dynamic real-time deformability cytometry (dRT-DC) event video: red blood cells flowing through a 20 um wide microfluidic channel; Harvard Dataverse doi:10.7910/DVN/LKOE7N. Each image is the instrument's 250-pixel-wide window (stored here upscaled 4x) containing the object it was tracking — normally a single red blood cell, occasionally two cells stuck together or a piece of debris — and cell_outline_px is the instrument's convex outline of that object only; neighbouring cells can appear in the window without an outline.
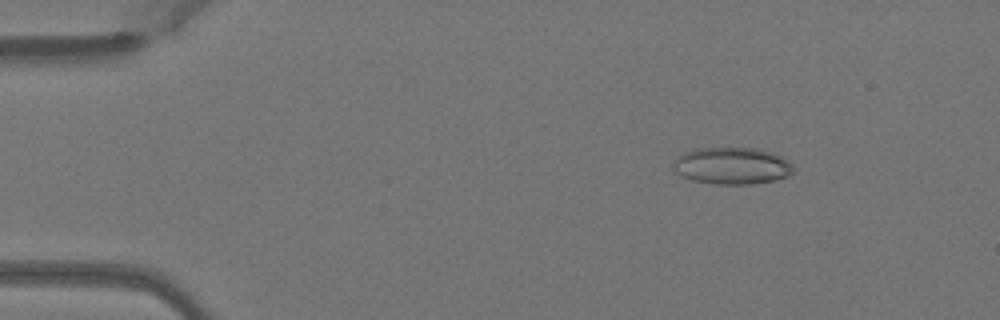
{"species": "Egyptian fruit bat (a non-hibernating species)", "species_latin": "Rousettus aegyptiacus", "temperature_condition": "warm", "stored_images_in_passage": 29, "camera_frame_rate_fps": 3000, "um_per_image_px": 0.085, "animal": {"sex": "female"}, "frame": {"image": 1, "passage_image": 7, "time_ms": 2.0, "image_size_px": [1000, 320], "cell_outline_px": [[796, 172], [788, 176], [776, 180], [752, 184], [716, 184], [692, 180], [680, 176], [672, 168], [672, 164], [684, 152], [700, 148], [756, 148], [772, 152], [788, 160], [796, 168]], "centroid_in_image_um": [62.26, 14.1], "position_along_channel_um": 22.7, "area_um2": 26.07}}
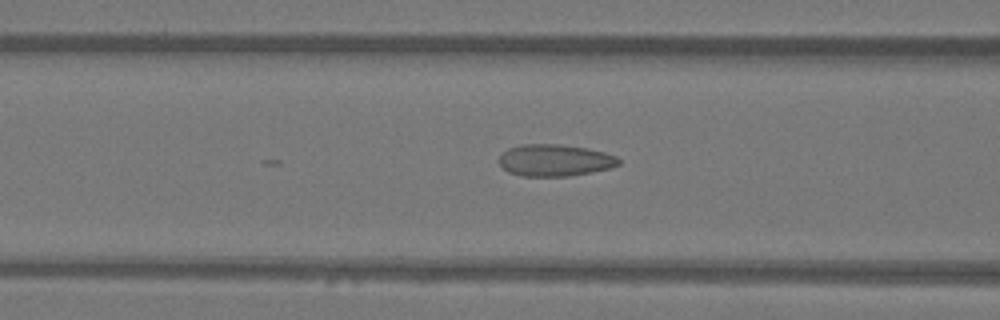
{"frame": {"image": 2, "passage_image": 20, "time_ms": 6.333, "image_size_px": [1000, 320], "cell_outline_px": [[620, 164], [612, 168], [592, 172], [568, 176], [520, 176], [508, 172], [496, 160], [508, 148], [520, 144], [560, 144], [588, 148], [604, 152], [616, 156], [620, 160]], "centroid_in_image_um": [47.16, 13.62], "position_along_channel_um": 119.4, "area_um2": 22.43}}
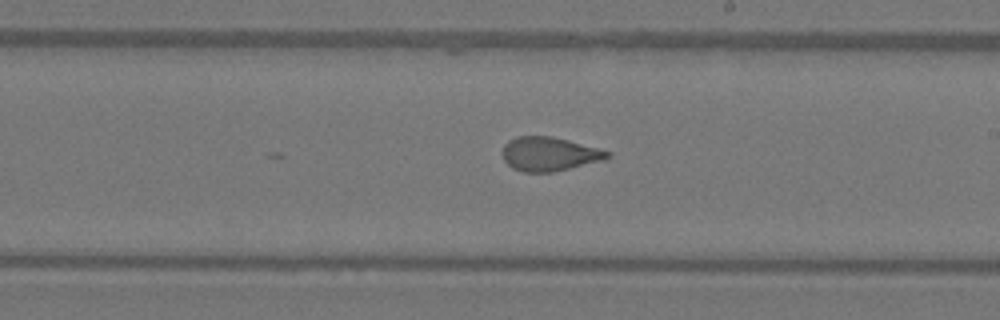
{"frame": {"image": 3, "passage_image": 29, "time_ms": 9.333, "image_size_px": [1000, 320], "cell_outline_px": [[612, 156], [608, 160], [552, 172], [524, 172], [512, 168], [504, 160], [504, 144], [508, 140], [516, 136], [552, 136], [600, 148], [612, 152]], "centroid_in_image_um": [46.76, 13.09], "position_along_channel_um": 242.2, "area_um2": 21.04}}